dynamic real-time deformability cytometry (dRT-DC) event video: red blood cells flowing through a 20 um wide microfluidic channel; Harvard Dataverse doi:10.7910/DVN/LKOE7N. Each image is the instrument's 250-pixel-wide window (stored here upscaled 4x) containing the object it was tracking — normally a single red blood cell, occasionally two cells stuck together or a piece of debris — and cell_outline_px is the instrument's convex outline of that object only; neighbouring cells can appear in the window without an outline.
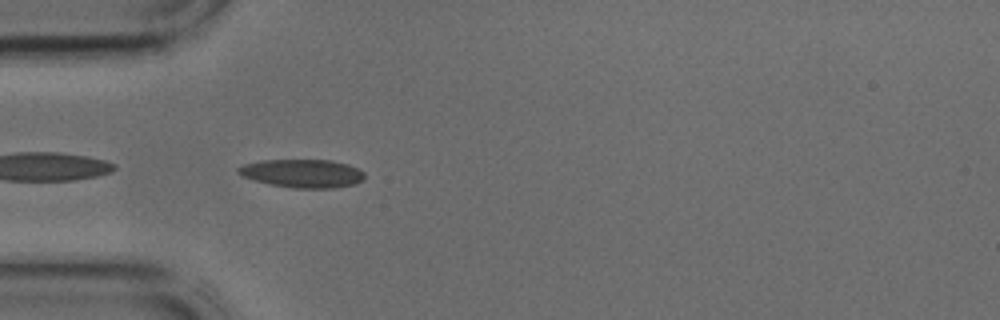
{"species": "common noctule bat (a hibernating species)", "species_latin": "Nyctalus noctula", "temperature_condition": "cold", "stored_images_in_passage": 31, "camera_frame_rate_fps": 3000, "um_per_image_px": 0.085, "animal": {"sex": "male", "body_mass_g": 17.9, "forearm_length_mm": 54.2}, "frame": {"image": 1, "passage_image": 1, "time_ms": 0.0, "image_size_px": [1000, 320], "cell_outline_px": [[364, 180], [356, 184], [332, 188], [292, 188], [268, 184], [240, 176], [236, 172], [236, 168], [244, 164], [260, 160], [332, 160], [348, 164], [364, 172]], "centroid_in_image_um": [25.68, 14.74], "position_along_channel_um": 59.3, "area_um2": 21.1}}
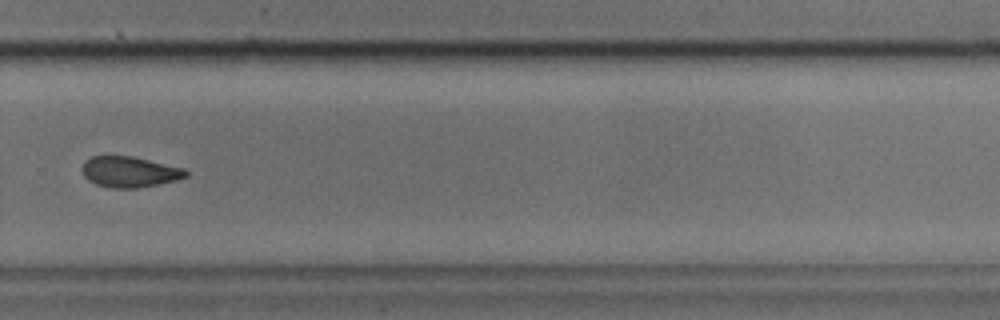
{"frame": {"image": 2, "passage_image": 18, "time_ms": 5.667, "image_size_px": [1000, 320], "cell_outline_px": [[188, 176], [176, 180], [136, 188], [112, 188], [96, 184], [88, 180], [84, 176], [80, 168], [84, 160], [92, 156], [132, 156], [184, 168], [188, 172]], "centroid_in_image_um": [10.97, 14.6], "position_along_channel_um": 318.8, "area_um2": 18.61}}